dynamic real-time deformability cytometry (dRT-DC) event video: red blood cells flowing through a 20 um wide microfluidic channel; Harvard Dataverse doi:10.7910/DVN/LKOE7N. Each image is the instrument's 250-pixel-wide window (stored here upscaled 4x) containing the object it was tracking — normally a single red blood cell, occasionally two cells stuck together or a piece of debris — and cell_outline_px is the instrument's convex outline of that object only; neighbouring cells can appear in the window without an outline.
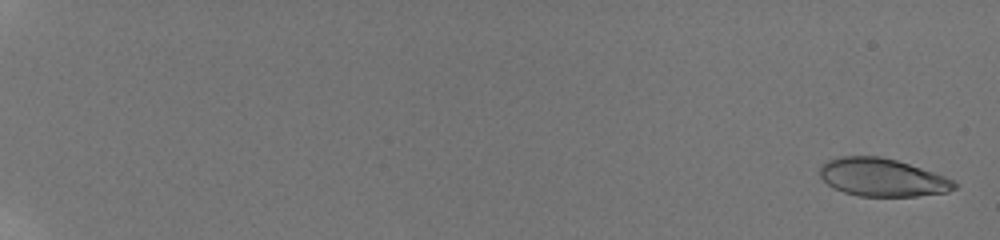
{"species": "human", "species_latin": "Homo sapiens", "temperature_condition": "room temperature", "stored_images_in_passage": 68, "camera_frame_rate_fps": 3000, "um_per_image_px": 0.085, "donor": {"sex": "male"}, "frame": {"image": 1, "passage_image": 1, "time_ms": 0.0, "image_size_px": [1000, 240], "cell_outline_px": [[960, 184], [956, 188], [948, 192], [916, 196], [860, 196], [844, 192], [828, 184], [820, 176], [820, 164], [828, 160], [840, 156], [880, 156], [896, 160], [944, 176]], "centroid_in_image_um": [74.99, 15.08], "position_along_channel_um": 10.0, "area_um2": 29.59}}
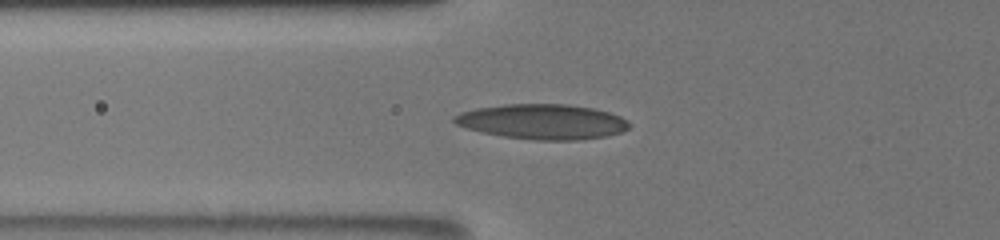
{"frame": {"image": 2, "passage_image": 33, "time_ms": 8.0, "image_size_px": [1000, 240], "cell_outline_px": [[628, 128], [620, 132], [604, 136], [580, 140], [536, 140], [504, 136], [484, 132], [468, 128], [456, 124], [452, 120], [452, 116], [460, 112], [476, 108], [504, 104], [568, 104], [592, 108], [608, 112], [620, 116], [628, 124]], "centroid_in_image_um": [46.07, 10.33], "position_along_channel_um": 79.7, "area_um2": 35.43}}
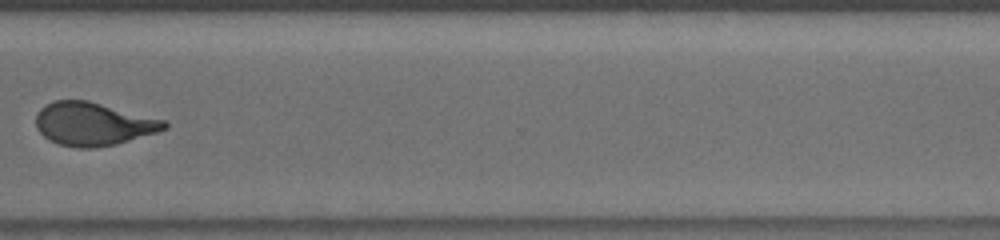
{"frame": {"image": 3, "passage_image": 59, "time_ms": 15.333, "image_size_px": [1000, 240], "cell_outline_px": [[168, 128], [156, 132], [116, 144], [92, 148], [76, 148], [60, 144], [48, 140], [36, 128], [36, 112], [44, 104], [56, 100], [88, 100], [164, 120], [168, 124]], "centroid_in_image_um": [7.87, 10.53], "position_along_channel_um": 362.7, "area_um2": 32.25}, "authors_computed_cell_mechanics": {"area_um2": 31.4721, "velocity_mm_per_s": 3.8874, "shape_relaxation_time_tau1_ms": 4.5225, "shape_relaxation_time_tau2_ms": 1.6809, "deformation_change_tau1": 0.1905, "deformation_change_tau2": 0.1011}}